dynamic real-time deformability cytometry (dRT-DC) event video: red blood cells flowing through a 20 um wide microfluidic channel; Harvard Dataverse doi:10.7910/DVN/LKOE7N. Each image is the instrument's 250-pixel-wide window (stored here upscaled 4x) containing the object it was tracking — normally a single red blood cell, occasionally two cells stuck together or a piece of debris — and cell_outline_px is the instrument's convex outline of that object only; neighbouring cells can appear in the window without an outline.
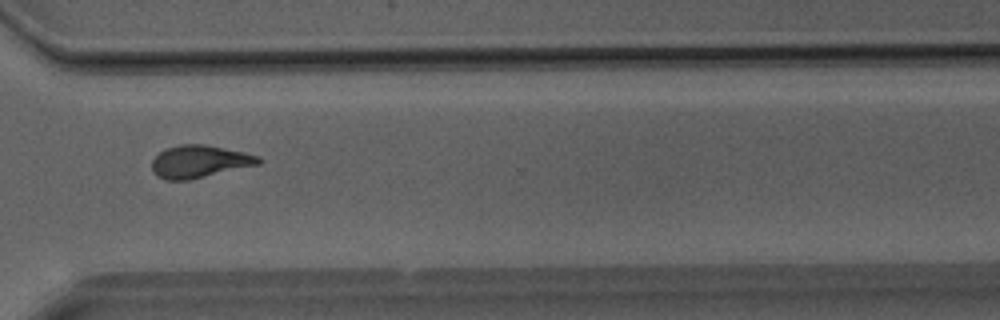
{"species": "Egyptian fruit bat (a non-hibernating species)", "species_latin": "Rousettus aegyptiacus", "temperature_condition": "room temperature", "stored_images_in_passage": 40, "camera_frame_rate_fps": 3000, "um_per_image_px": 0.085, "animal": {"sex": "male"}, "frame": {"image": 1, "passage_image": 30, "time_ms": 9.667, "image_size_px": [1000, 320], "cell_outline_px": [[260, 164], [188, 180], [164, 180], [156, 176], [152, 172], [152, 160], [160, 152], [168, 148], [180, 144], [204, 144], [244, 152], [260, 156]], "centroid_in_image_um": [16.93, 13.73], "position_along_channel_um": 353.7, "area_um2": 20.11}}
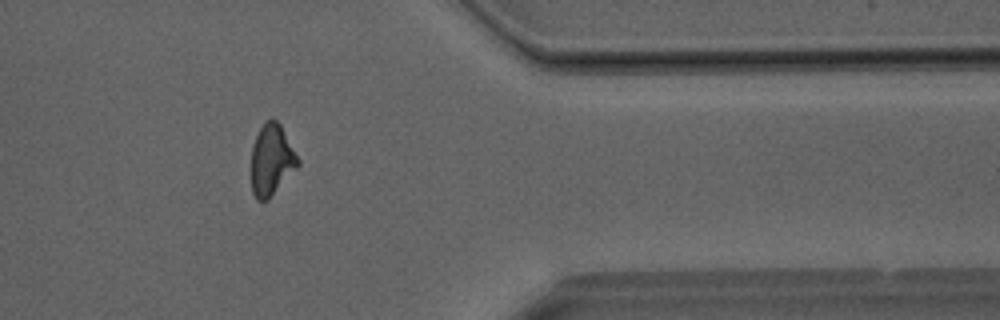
{"frame": {"image": 2, "passage_image": 33, "time_ms": 10.667, "image_size_px": [1000, 320], "cell_outline_px": [[300, 164], [268, 200], [256, 200], [252, 192], [252, 144], [264, 120], [272, 116], [280, 124], [300, 160]], "centroid_in_image_um": [23.08, 13.56], "position_along_channel_um": 388.3, "area_um2": 19.36}}
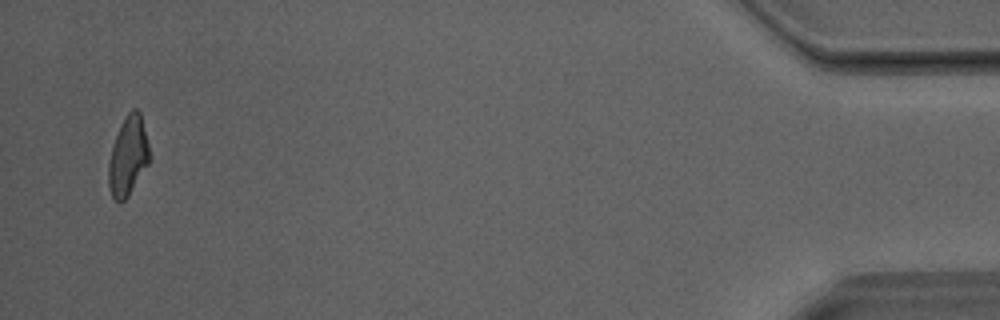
{"frame": {"image": 3, "passage_image": 39, "time_ms": 12.667, "image_size_px": [1000, 320], "cell_outline_px": [[148, 164], [128, 196], [124, 200], [116, 200], [112, 196], [108, 184], [108, 164], [112, 144], [120, 124], [124, 116], [132, 108], [136, 108], [140, 112], [148, 144]], "centroid_in_image_um": [10.86, 13.22], "position_along_channel_um": 424.3, "area_um2": 18.67}}